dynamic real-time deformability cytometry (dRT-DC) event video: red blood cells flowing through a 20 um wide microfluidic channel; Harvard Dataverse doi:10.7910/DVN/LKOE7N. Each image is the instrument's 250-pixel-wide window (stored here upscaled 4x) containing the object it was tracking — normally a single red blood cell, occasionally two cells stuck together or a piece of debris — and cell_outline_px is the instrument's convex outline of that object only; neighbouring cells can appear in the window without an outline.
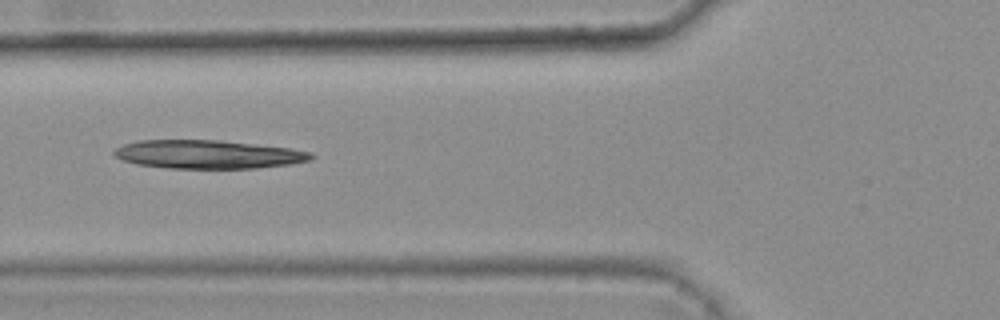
{"species": "common noctule bat (a hibernating species)", "species_latin": "Nyctalus noctula", "temperature_condition": "warm", "stored_images_in_passage": 9, "camera_frame_rate_fps": 3000, "um_per_image_px": 0.085, "animal": {"sex": "female", "body_mass_g": 25.1}, "frame": {"image": 1, "passage_image": 6, "time_ms": 1.667, "image_size_px": [1000, 320], "cell_outline_px": [[316, 156], [312, 160], [292, 164], [256, 168], [172, 168], [136, 164], [124, 160], [116, 156], [112, 152], [116, 148], [124, 144], [136, 140], [220, 140], [292, 148], [312, 152]], "centroid_in_image_um": [17.75, 13.11], "position_along_channel_um": 108.1, "area_um2": 32.83}}
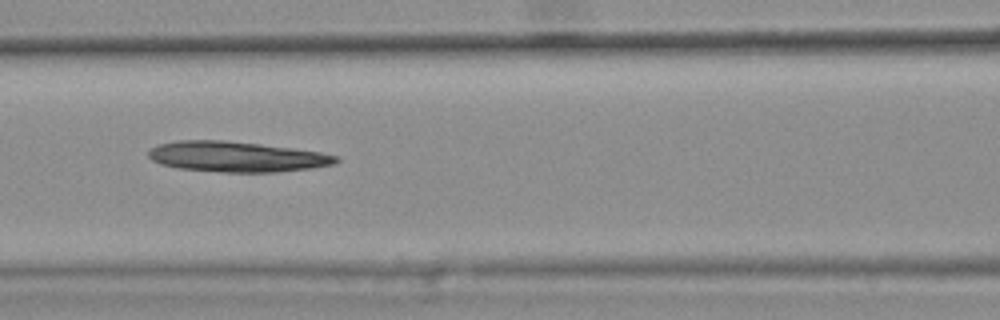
{"frame": {"image": 2, "passage_image": 7, "time_ms": 2.0, "image_size_px": [1000, 320], "cell_outline_px": [[340, 160], [336, 164], [312, 168], [276, 172], [224, 172], [180, 168], [160, 164], [152, 160], [148, 156], [148, 152], [156, 144], [176, 140], [224, 140], [260, 144], [292, 148], [320, 152], [336, 156]], "centroid_in_image_um": [20.1, 13.31], "position_along_channel_um": 146.5, "area_um2": 33.23}}